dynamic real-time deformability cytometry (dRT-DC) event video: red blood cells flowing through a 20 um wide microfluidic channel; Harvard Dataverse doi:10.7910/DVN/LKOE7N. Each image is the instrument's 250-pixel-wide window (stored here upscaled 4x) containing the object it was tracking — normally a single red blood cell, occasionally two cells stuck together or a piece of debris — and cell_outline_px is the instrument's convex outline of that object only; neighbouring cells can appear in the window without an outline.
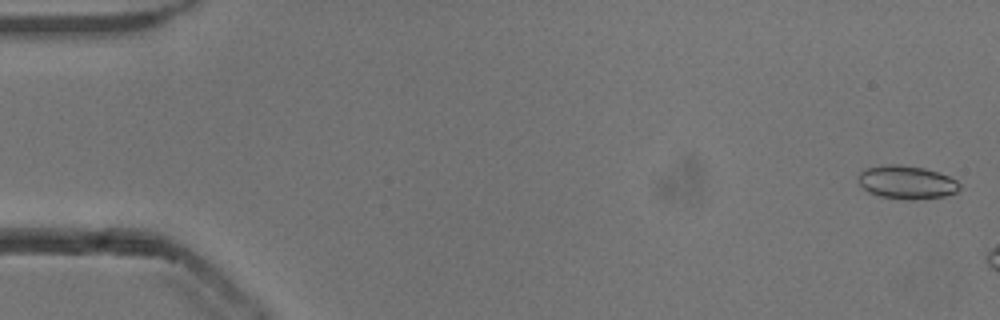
{"species": "common noctule bat (a hibernating species)", "species_latin": "Nyctalus noctula", "temperature_condition": "cold", "stored_images_in_passage": 8, "camera_frame_rate_fps": 3000, "um_per_image_px": 0.085, "animal": {"sex": "male", "body_mass_g": 13.3}, "frame": {"image": 1, "passage_image": 2, "time_ms": 0.333, "image_size_px": [1000, 320], "cell_outline_px": [[960, 188], [956, 192], [944, 196], [916, 200], [908, 200], [880, 196], [868, 192], [860, 184], [860, 172], [864, 168], [888, 164], [900, 164], [924, 168], [948, 176], [956, 180], [960, 184]], "centroid_in_image_um": [77.07, 15.49], "position_along_channel_um": 7.9, "area_um2": 19.59}}